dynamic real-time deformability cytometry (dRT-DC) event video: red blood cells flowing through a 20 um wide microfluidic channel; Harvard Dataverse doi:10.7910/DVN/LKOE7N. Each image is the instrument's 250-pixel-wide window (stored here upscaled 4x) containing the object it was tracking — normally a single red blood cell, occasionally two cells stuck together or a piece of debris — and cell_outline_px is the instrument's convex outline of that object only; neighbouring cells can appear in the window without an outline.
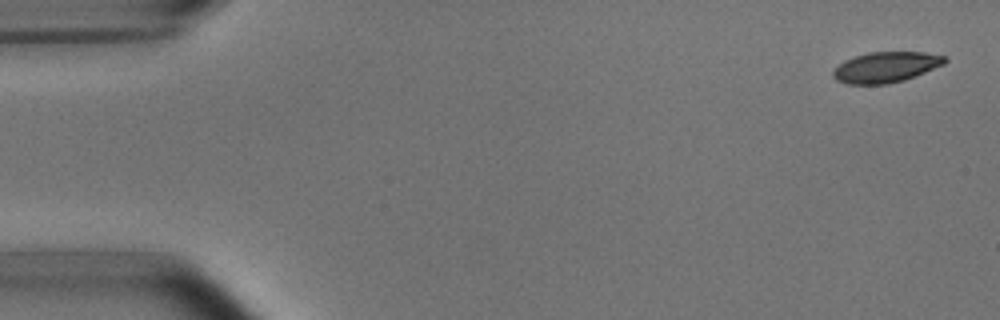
{"species": "common noctule bat (a hibernating species)", "species_latin": "Nyctalus noctula", "temperature_condition": "room temperature", "stored_images_in_passage": 4, "camera_frame_rate_fps": 3000, "um_per_image_px": 0.085, "animal": {"sex": "male", "body_mass_g": 15.6}, "frame": {"image": 1, "passage_image": 1, "time_ms": 0.0, "image_size_px": [1000, 320], "cell_outline_px": [[948, 60], [944, 64], [904, 80], [888, 84], [848, 84], [836, 80], [832, 76], [832, 72], [844, 60], [868, 52], [924, 52], [944, 56]], "centroid_in_image_um": [75.28, 5.71], "position_along_channel_um": 9.7, "area_um2": 19.77}}
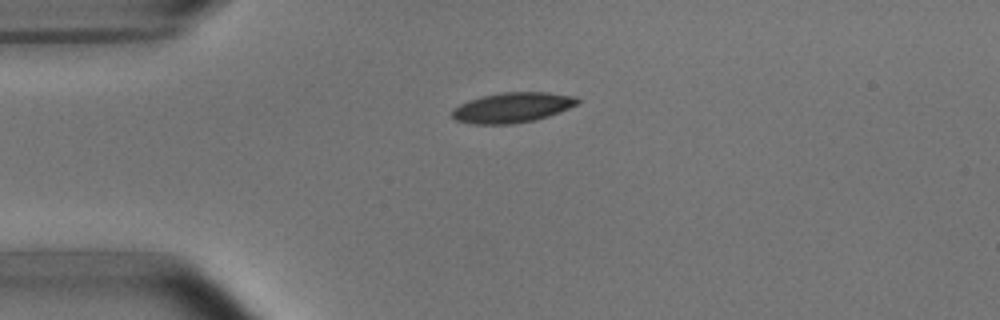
{"frame": {"image": 2, "passage_image": 4, "time_ms": 3.667, "image_size_px": [1000, 320], "cell_outline_px": [[580, 100], [576, 104], [568, 108], [548, 116], [532, 120], [512, 124], [472, 124], [456, 120], [452, 116], [452, 108], [468, 100], [484, 96], [504, 92], [548, 92], [576, 96]], "centroid_in_image_um": [43.53, 9.14], "position_along_channel_um": 41.5, "area_um2": 21.85}}